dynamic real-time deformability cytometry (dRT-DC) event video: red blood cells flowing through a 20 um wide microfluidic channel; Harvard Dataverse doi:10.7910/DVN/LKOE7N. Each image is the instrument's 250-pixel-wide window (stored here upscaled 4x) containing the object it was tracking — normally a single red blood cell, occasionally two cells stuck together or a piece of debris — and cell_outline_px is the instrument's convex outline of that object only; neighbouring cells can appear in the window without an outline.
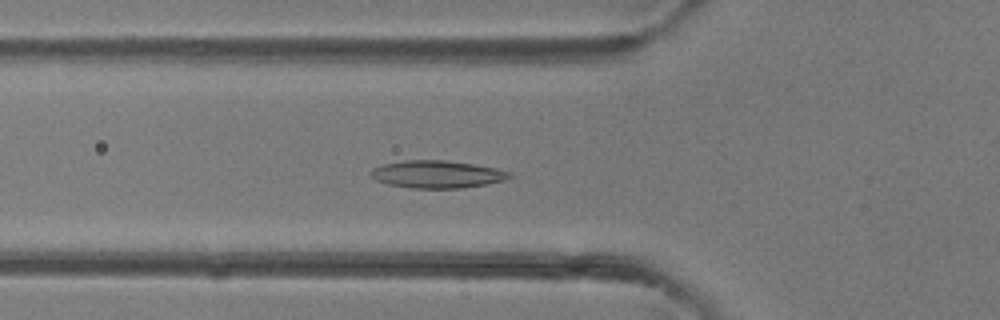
{"species": "common noctule bat (a hibernating species)", "species_latin": "Nyctalus noctula", "temperature_condition": "room temperature", "stored_images_in_passage": 48, "camera_frame_rate_fps": 3000, "um_per_image_px": 0.085, "animal": {"sex": "female"}, "frame": {"image": 1, "passage_image": 17, "time_ms": 5.333, "image_size_px": [1000, 320], "cell_outline_px": [[512, 176], [504, 180], [464, 188], [412, 188], [388, 184], [376, 180], [368, 172], [372, 168], [384, 164], [404, 160], [444, 160], [472, 164], [496, 168], [508, 172]], "centroid_in_image_um": [37.1, 14.81], "position_along_channel_um": 88.7, "area_um2": 22.02}}
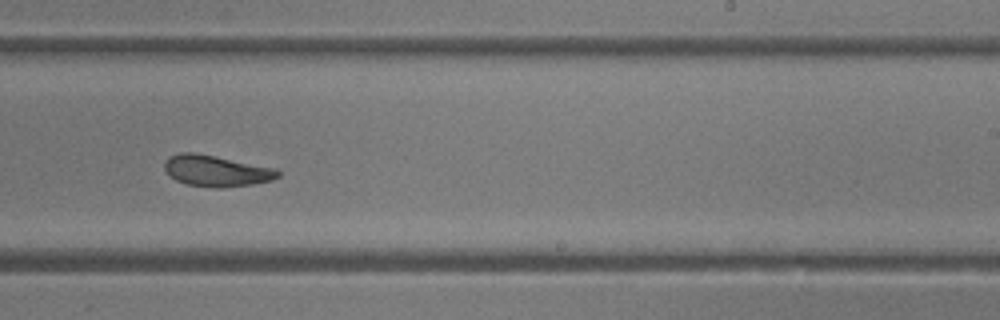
{"frame": {"image": 2, "passage_image": 30, "time_ms": 9.667, "image_size_px": [1000, 320], "cell_outline_px": [[280, 176], [272, 180], [252, 184], [220, 188], [216, 188], [188, 184], [176, 180], [164, 168], [164, 164], [168, 156], [180, 152], [196, 152], [276, 168], [280, 172]], "centroid_in_image_um": [18.4, 14.51], "position_along_channel_um": 270.6, "area_um2": 20.58}}
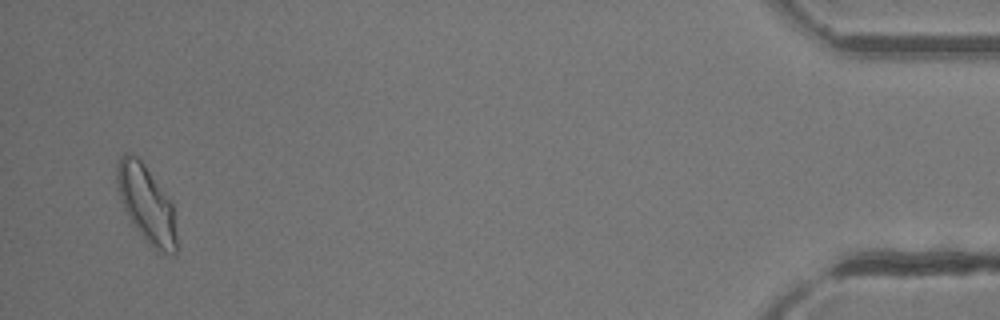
{"frame": {"image": 3, "passage_image": 47, "time_ms": 15.333, "image_size_px": [1000, 320], "cell_outline_px": [[176, 256], [168, 256], [156, 252], [148, 244], [136, 228], [128, 216], [120, 200], [116, 180], [116, 164], [120, 156], [124, 152], [132, 152], [144, 164], [172, 200], [176, 236]], "centroid_in_image_um": [12.45, 17.35], "position_along_channel_um": 422.7, "area_um2": 27.28}, "authors_computed_cell_mechanics": {"area_um2": 22.1085, "velocity_mm_per_s": 4.1894, "shape_relaxation_time_tau1_ms": 8.2867, "shape_relaxation_time_tau2_ms": 1.9088, "deformation_change_tau1": 0.2054, "deformation_change_tau2": 0.0833}}